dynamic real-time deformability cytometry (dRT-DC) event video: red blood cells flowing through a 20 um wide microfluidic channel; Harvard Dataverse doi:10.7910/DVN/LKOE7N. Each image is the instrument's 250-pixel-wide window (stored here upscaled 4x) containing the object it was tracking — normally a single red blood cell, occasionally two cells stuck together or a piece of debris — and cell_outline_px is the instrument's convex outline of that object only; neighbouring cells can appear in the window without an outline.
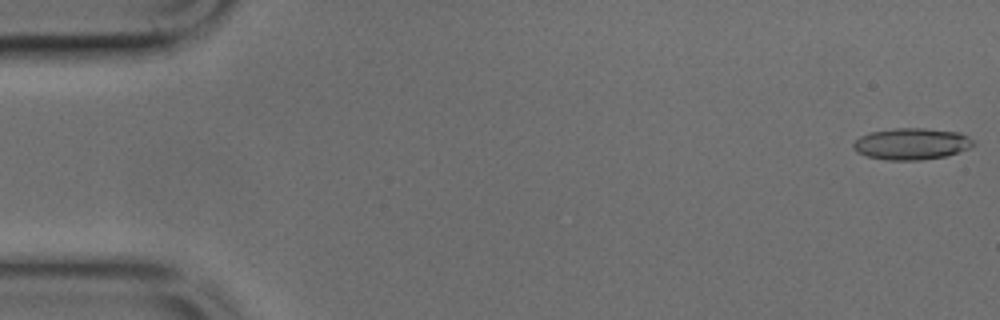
{"species": "common noctule bat (a hibernating species)", "species_latin": "Nyctalus noctula", "temperature_condition": "cold", "stored_images_in_passage": 48, "camera_frame_rate_fps": 3000, "um_per_image_px": 0.085, "animal": {"sex": "male", "body_mass_g": 17.9, "forearm_length_mm": 54.2}, "frame": {"image": 1, "passage_image": 1, "time_ms": 0.0, "image_size_px": [1000, 320], "cell_outline_px": [[976, 144], [968, 148], [944, 156], [920, 160], [888, 160], [868, 156], [856, 152], [852, 148], [852, 144], [860, 136], [868, 132], [892, 128], [924, 128], [960, 132], [968, 136]], "centroid_in_image_um": [77.44, 12.21], "position_along_channel_um": 7.6, "area_um2": 22.08}}
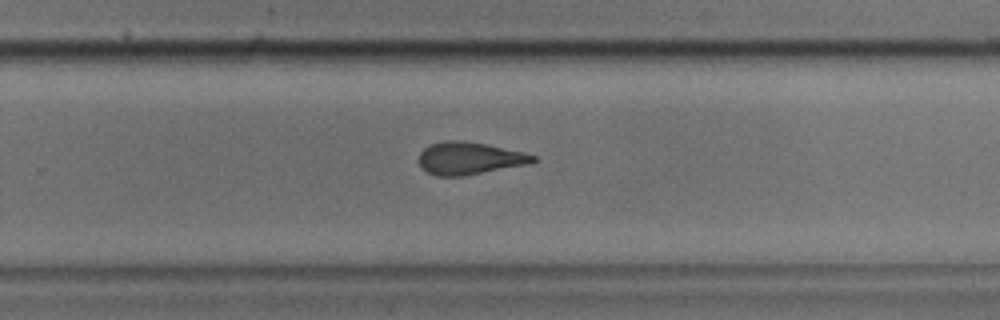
{"frame": {"image": 2, "passage_image": 31, "time_ms": 10.0, "image_size_px": [1000, 320], "cell_outline_px": [[536, 160], [532, 164], [464, 176], [436, 176], [428, 172], [420, 164], [420, 152], [428, 144], [444, 140], [460, 140], [484, 144], [524, 152], [536, 156]], "centroid_in_image_um": [39.93, 13.46], "position_along_channel_um": 289.9, "area_um2": 21.68}}
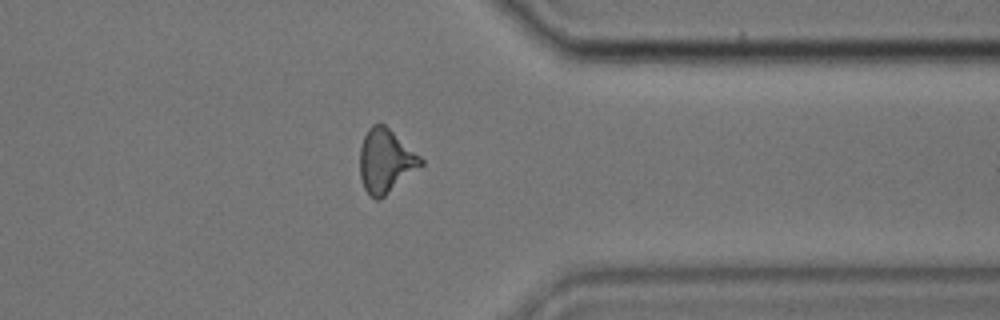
{"frame": {"image": 3, "passage_image": 38, "time_ms": 12.333, "image_size_px": [1000, 320], "cell_outline_px": [[424, 164], [380, 200], [376, 200], [364, 188], [360, 176], [360, 148], [364, 136], [368, 128], [372, 124], [384, 124], [420, 156], [424, 160]], "centroid_in_image_um": [32.77, 13.69], "position_along_channel_um": 378.6, "area_um2": 22.43}}